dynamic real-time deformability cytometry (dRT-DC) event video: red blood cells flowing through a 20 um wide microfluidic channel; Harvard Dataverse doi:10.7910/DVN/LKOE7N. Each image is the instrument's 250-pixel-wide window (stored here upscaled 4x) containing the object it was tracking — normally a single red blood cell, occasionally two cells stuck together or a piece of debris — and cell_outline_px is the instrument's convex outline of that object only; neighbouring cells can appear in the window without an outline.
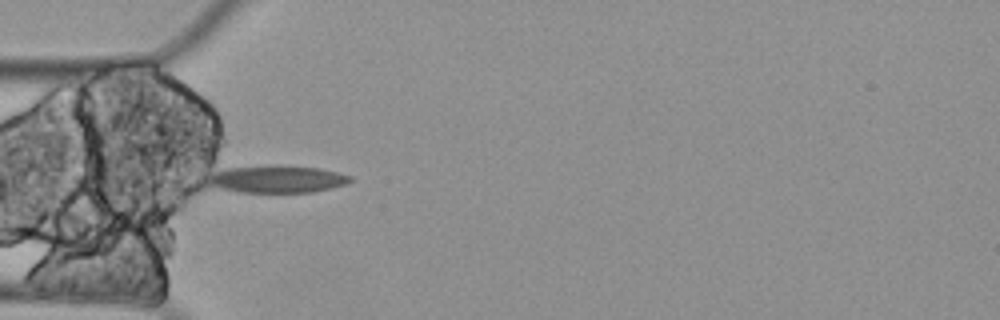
{"species": "Egyptian fruit bat (a non-hibernating species)", "species_latin": "Rousettus aegyptiacus", "temperature_condition": "cold", "stored_images_in_passage": 11, "camera_frame_rate_fps": 3000, "um_per_image_px": 0.085, "animal": {"sex": "female"}, "frame": {"image": 1, "passage_image": 1, "time_ms": 0.0, "image_size_px": [1000, 320], "cell_outline_px": [[352, 180], [344, 184], [332, 188], [312, 192], [240, 192], [220, 188], [208, 184], [208, 180], [216, 172], [228, 168], [320, 168], [352, 176]], "centroid_in_image_um": [23.61, 15.28], "position_along_channel_um": 61.4, "area_um2": 21.21}}
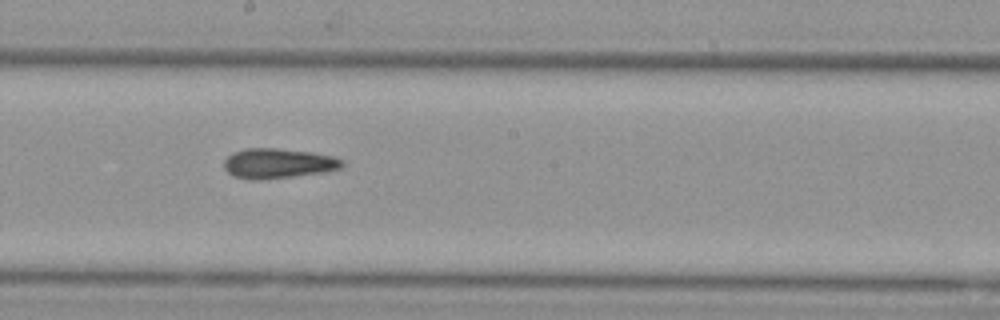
{"frame": {"image": 2, "passage_image": 5, "time_ms": 1.333, "image_size_px": [1000, 320], "cell_outline_px": [[344, 164], [340, 168], [324, 172], [260, 180], [252, 180], [232, 176], [224, 168], [224, 160], [232, 152], [244, 148], [276, 148], [312, 152], [336, 156], [344, 160]], "centroid_in_image_um": [23.63, 13.88], "position_along_channel_um": 224.6, "area_um2": 20.81}}
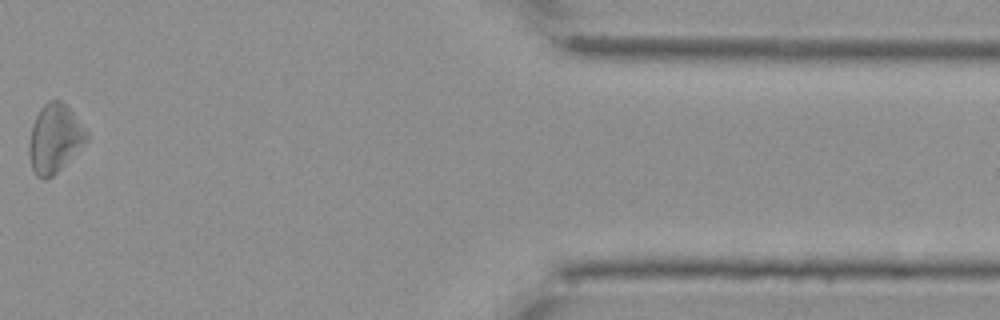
{"frame": {"image": 3, "passage_image": 10, "time_ms": 3.0, "image_size_px": [1000, 320], "cell_outline_px": [[88, 140], [52, 176], [44, 180], [36, 176], [32, 168], [28, 152], [28, 144], [32, 124], [40, 108], [48, 100], [60, 100], [68, 108], [88, 132]], "centroid_in_image_um": [4.61, 11.77], "position_along_channel_um": 406.8, "area_um2": 22.66}}